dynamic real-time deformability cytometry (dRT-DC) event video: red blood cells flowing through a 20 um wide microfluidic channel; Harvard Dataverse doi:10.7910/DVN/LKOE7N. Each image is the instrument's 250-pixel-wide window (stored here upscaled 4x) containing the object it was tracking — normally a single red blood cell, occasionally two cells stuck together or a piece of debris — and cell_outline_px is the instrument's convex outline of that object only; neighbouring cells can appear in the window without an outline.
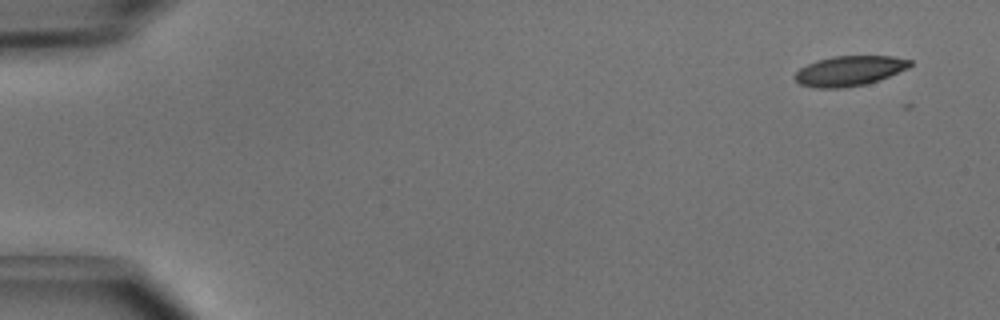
{"species": "common noctule bat (a hibernating species)", "species_latin": "Nyctalus noctula", "temperature_condition": "cold", "stored_images_in_passage": 5, "camera_frame_rate_fps": 3000, "um_per_image_px": 0.085, "animal": {"sex": "male", "body_mass_g": 15.6}, "frame": {"image": 1, "passage_image": 1, "time_ms": 0.0, "image_size_px": [1000, 320], "cell_outline_px": [[912, 64], [908, 68], [888, 76], [864, 84], [840, 88], [816, 88], [800, 84], [796, 80], [796, 72], [800, 68], [816, 60], [832, 56], [892, 56], [912, 60]], "centroid_in_image_um": [72.19, 6.01], "position_along_channel_um": 12.8, "area_um2": 19.88}}
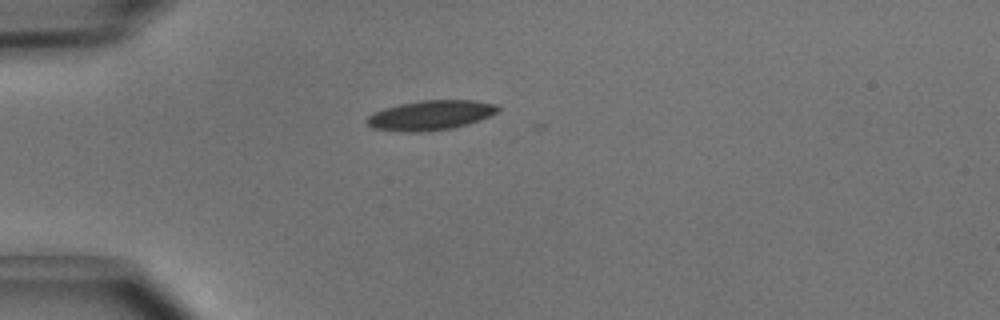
{"frame": {"image": 2, "passage_image": 4, "time_ms": 1.0, "image_size_px": [1000, 320], "cell_outline_px": [[500, 108], [496, 112], [480, 120], [468, 124], [452, 128], [420, 132], [404, 132], [372, 128], [368, 124], [368, 116], [372, 112], [384, 108], [400, 104], [420, 100], [476, 100], [496, 104]], "centroid_in_image_um": [36.59, 9.79], "position_along_channel_um": 48.4, "area_um2": 22.66}}